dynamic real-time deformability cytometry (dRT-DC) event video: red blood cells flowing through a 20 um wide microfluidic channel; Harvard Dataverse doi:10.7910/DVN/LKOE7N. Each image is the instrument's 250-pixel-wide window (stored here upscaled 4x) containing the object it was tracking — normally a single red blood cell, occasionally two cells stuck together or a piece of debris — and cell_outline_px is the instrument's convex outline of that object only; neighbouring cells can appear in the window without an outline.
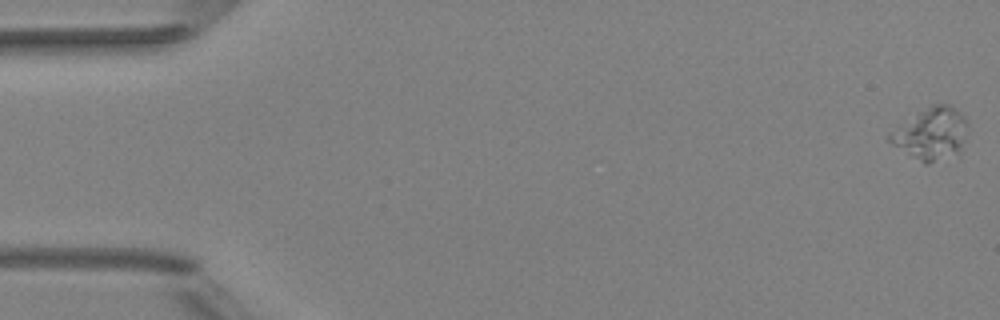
{"species": "Egyptian fruit bat (a non-hibernating species)", "species_latin": "Rousettus aegyptiacus", "temperature_condition": "room temperature", "stored_images_in_passage": 5, "camera_frame_rate_fps": 3000, "um_per_image_px": 0.085, "animal": {"sex": "female"}, "frame": {"image": 1, "passage_image": 1, "time_ms": 0.0, "image_size_px": [1000, 320], "cell_outline_px": [[968, 128], [960, 156], [928, 164], [924, 164], [892, 144], [888, 140], [888, 132], [928, 108], [936, 104], [948, 104], [960, 112], [968, 120]], "centroid_in_image_um": [79.23, 11.43], "position_along_channel_um": 5.8, "area_um2": 23.76}}
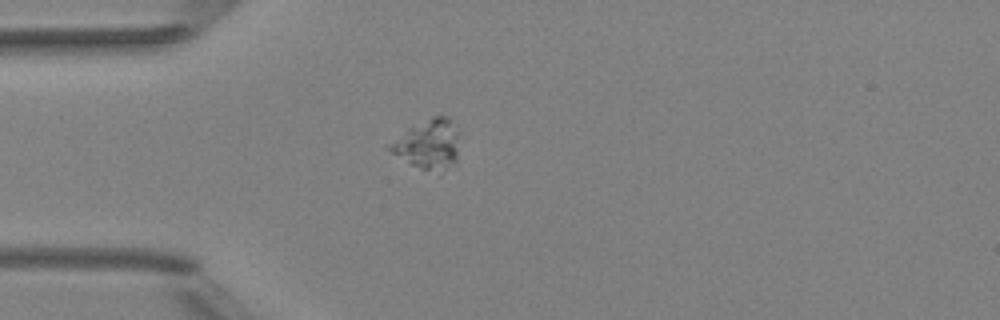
{"frame": {"image": 2, "passage_image": 5, "time_ms": 4.667, "image_size_px": [1000, 320], "cell_outline_px": [[460, 132], [456, 160], [428, 168], [424, 168], [412, 164], [392, 152], [384, 144], [408, 128], [432, 116], [448, 116]], "centroid_in_image_um": [36.35, 12.12], "position_along_channel_um": 48.7, "area_um2": 19.13}}